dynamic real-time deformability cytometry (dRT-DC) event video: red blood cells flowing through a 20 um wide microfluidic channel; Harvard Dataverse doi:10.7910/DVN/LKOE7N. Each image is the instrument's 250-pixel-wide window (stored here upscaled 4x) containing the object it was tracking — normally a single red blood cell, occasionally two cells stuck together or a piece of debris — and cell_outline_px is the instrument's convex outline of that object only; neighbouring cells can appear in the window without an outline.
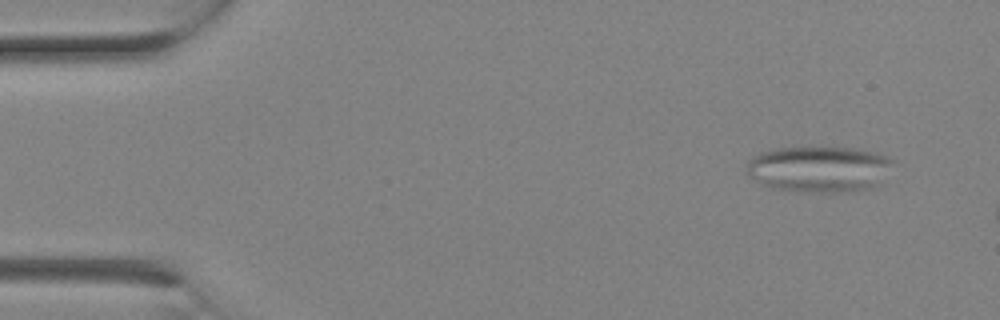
{"species": "Egyptian fruit bat (a non-hibernating species)", "species_latin": "Rousettus aegyptiacus", "temperature_condition": "room temperature", "stored_images_in_passage": 2, "camera_frame_rate_fps": 3000, "um_per_image_px": 0.085, "animal": {"sex": "female"}, "frame": {"image": 1, "passage_image": 1, "time_ms": 0.0, "image_size_px": [1000, 320], "cell_outline_px": [[896, 160], [880, 184], [876, 188], [852, 192], [800, 192], [772, 188], [748, 176], [748, 160], [752, 156], [760, 152], [776, 148], [852, 148], [872, 152], [888, 156]], "centroid_in_image_um": [69.68, 14.39], "position_along_channel_um": 15.3, "area_um2": 39.65}}